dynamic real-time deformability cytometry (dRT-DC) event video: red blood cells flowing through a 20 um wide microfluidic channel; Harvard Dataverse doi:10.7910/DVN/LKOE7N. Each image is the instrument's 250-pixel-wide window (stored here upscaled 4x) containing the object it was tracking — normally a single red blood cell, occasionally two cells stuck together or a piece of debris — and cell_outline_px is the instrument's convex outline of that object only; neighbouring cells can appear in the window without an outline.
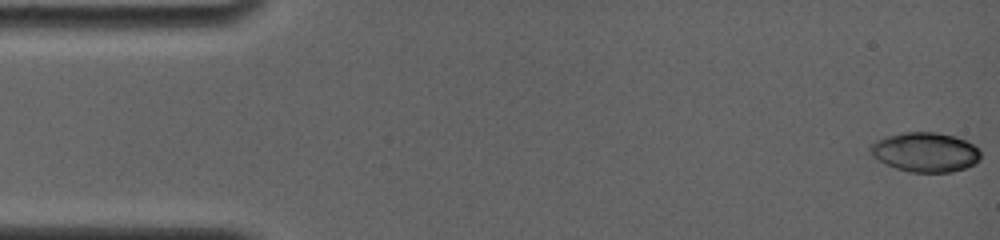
{"species": "common noctule bat (a hibernating species)", "species_latin": "Nyctalus noctula", "temperature_condition": "room temperature", "stored_images_in_passage": 11, "camera_frame_rate_fps": 4000, "um_per_image_px": 0.085, "animal": {"sex": "female", "body_mass_g": 19.0, "forearm_length_mm": 56.7}, "frame": {"image": 1, "passage_image": 1, "time_ms": 0.0, "image_size_px": [1000, 240], "cell_outline_px": [[980, 160], [976, 164], [952, 172], [908, 172], [896, 168], [872, 156], [868, 148], [876, 140], [888, 136], [904, 132], [936, 132], [952, 136], [964, 140], [972, 144], [980, 152]], "centroid_in_image_um": [78.65, 12.94], "position_along_channel_um": 6.4, "area_um2": 25.2}}
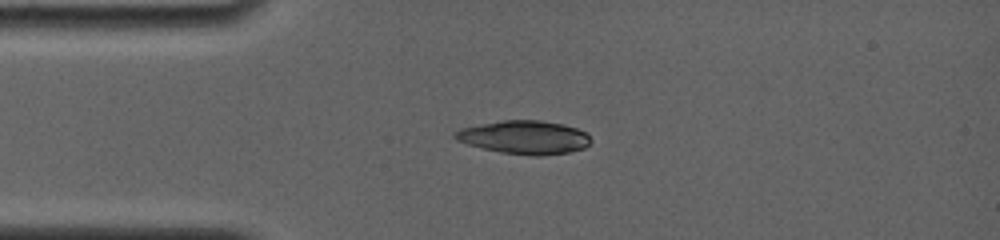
{"frame": {"image": 2, "passage_image": 10, "time_ms": 3.75, "image_size_px": [1000, 240], "cell_outline_px": [[592, 140], [584, 148], [568, 152], [540, 156], [532, 156], [500, 152], [480, 148], [456, 140], [452, 136], [460, 128], [504, 120], [540, 120], [564, 124], [576, 128], [584, 132]], "centroid_in_image_um": [44.56, 11.67], "position_along_channel_um": 40.4, "area_um2": 26.36}}